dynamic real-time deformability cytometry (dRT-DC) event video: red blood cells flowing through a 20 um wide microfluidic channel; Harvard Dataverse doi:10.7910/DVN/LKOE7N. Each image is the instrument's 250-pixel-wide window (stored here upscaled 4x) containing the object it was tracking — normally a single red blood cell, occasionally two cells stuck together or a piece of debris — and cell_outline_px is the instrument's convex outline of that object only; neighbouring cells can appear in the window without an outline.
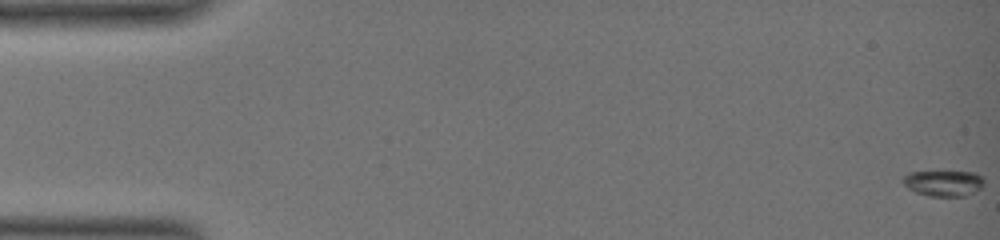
{"species": "common noctule bat (a hibernating species)", "species_latin": "Nyctalus noctula", "temperature_condition": "warm", "stored_images_in_passage": 13, "camera_frame_rate_fps": 3000, "um_per_image_px": 0.085, "animal": {"sex": "female", "body_mass_g": 19.0, "forearm_length_mm": 51.5}, "frame": {"image": 1, "passage_image": 1, "time_ms": 0.0, "image_size_px": [1000, 240], "cell_outline_px": [[984, 184], [980, 188], [964, 196], [928, 196], [916, 192], [908, 188], [904, 184], [904, 176], [908, 172], [972, 172], [980, 176], [984, 180]], "centroid_in_image_um": [80.19, 15.57], "position_along_channel_um": 4.8, "area_um2": 11.96}}